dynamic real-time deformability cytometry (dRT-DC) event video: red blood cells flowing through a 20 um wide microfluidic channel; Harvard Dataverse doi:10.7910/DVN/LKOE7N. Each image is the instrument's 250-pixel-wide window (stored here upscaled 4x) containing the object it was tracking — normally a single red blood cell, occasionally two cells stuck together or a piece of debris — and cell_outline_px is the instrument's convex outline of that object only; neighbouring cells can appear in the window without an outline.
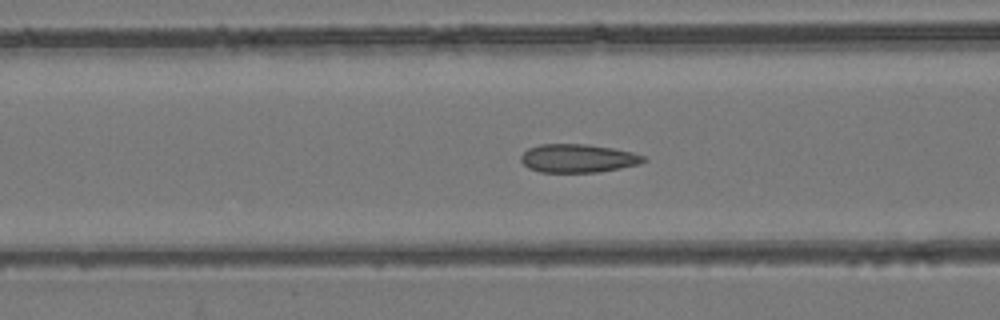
{"species": "common noctule bat (a hibernating species)", "species_latin": "Nyctalus noctula", "temperature_condition": "room temperature", "stored_images_in_passage": 55, "camera_frame_rate_fps": 3000, "um_per_image_px": 0.085, "animal": {"sex": "female", "body_mass_g": 24.6, "forearm_length_mm": 56.2}, "frame": {"image": 1, "passage_image": 22, "time_ms": 7.0, "image_size_px": [1000, 320], "cell_outline_px": [[648, 160], [640, 164], [620, 168], [596, 172], [540, 172], [528, 168], [520, 160], [520, 156], [528, 148], [540, 144], [588, 144], [616, 148], [632, 152], [644, 156]], "centroid_in_image_um": [49.14, 13.45], "position_along_channel_um": 117.5, "area_um2": 20.46}}
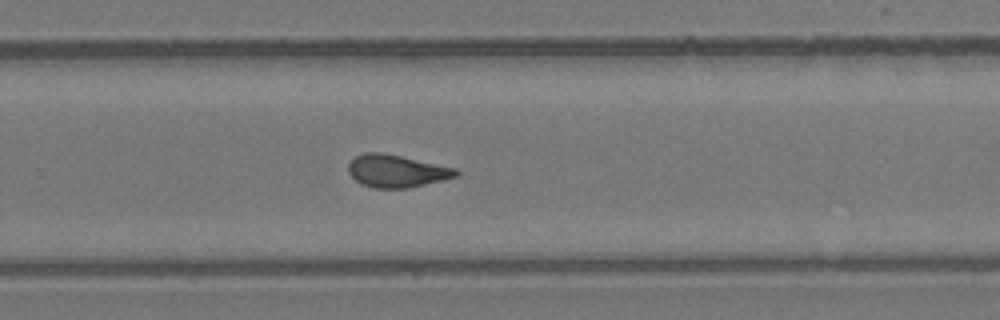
{"frame": {"image": 2, "passage_image": 36, "time_ms": 11.667, "image_size_px": [1000, 320], "cell_outline_px": [[460, 172], [456, 176], [444, 180], [408, 188], [372, 188], [360, 184], [348, 172], [348, 164], [356, 156], [364, 152], [380, 152], [400, 156], [456, 168]], "centroid_in_image_um": [33.69, 14.54], "position_along_channel_um": 296.1, "area_um2": 20.35}}
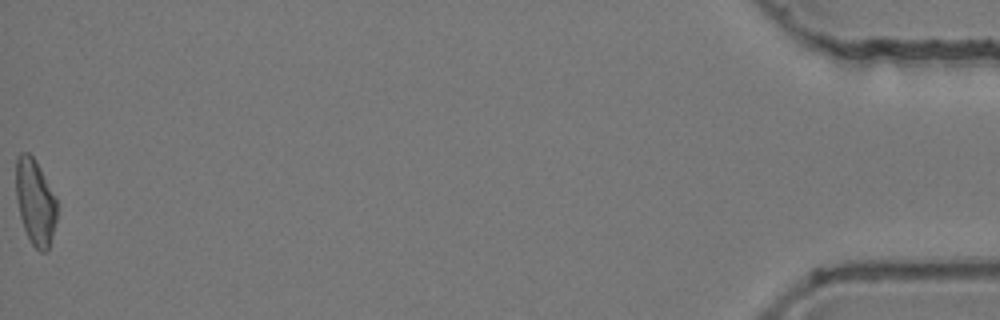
{"frame": {"image": 3, "passage_image": 55, "time_ms": 18.0, "image_size_px": [1000, 320], "cell_outline_px": [[56, 220], [48, 252], [40, 252], [32, 244], [24, 228], [20, 216], [16, 196], [16, 156], [20, 152], [28, 152], [32, 156], [40, 168], [56, 200]], "centroid_in_image_um": [2.98, 17.17], "position_along_channel_um": 432.2, "area_um2": 20.23}, "authors_computed_cell_mechanics": {"area_um2": 20.4612, "velocity_mm_per_s": 3.8357, "shape_relaxation_time_tau1_ms": null, "shape_relaxation_time_tau2_ms": 1.9318, "deformation_change_tau1": null, "deformation_change_tau2": 0.0688}}